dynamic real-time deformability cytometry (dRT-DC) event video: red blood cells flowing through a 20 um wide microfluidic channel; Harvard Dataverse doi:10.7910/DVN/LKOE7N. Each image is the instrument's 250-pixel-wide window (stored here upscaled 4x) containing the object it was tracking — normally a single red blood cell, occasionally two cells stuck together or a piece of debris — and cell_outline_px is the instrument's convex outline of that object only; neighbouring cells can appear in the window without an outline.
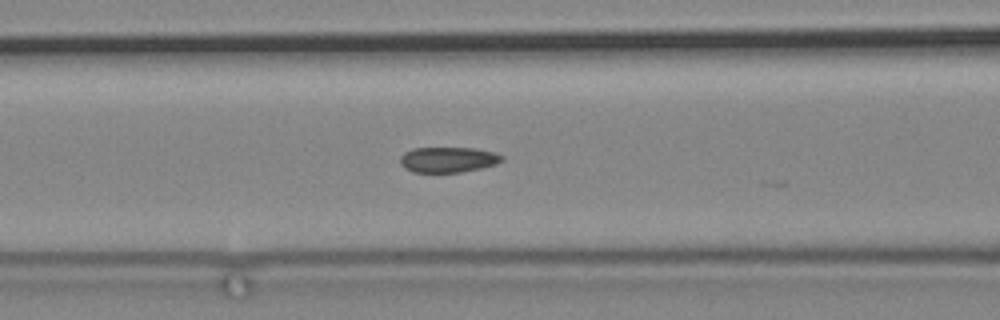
{"species": "common noctule bat (a hibernating species)", "species_latin": "Nyctalus noctula", "temperature_condition": "cold", "stored_images_in_passage": 18, "camera_frame_rate_fps": 3000, "um_per_image_px": 0.085, "animal": {"sex": "male", "body_mass_g": 19.2, "forearm_length_mm": 51.8}, "frame": {"image": 1, "passage_image": 13, "time_ms": 4.0, "image_size_px": [1000, 320], "cell_outline_px": [[504, 160], [496, 164], [480, 168], [460, 172], [412, 172], [404, 168], [400, 164], [400, 156], [404, 152], [412, 148], [476, 148], [496, 152], [504, 156]], "centroid_in_image_um": [38.09, 13.56], "position_along_channel_um": 128.5, "area_um2": 15.26}}
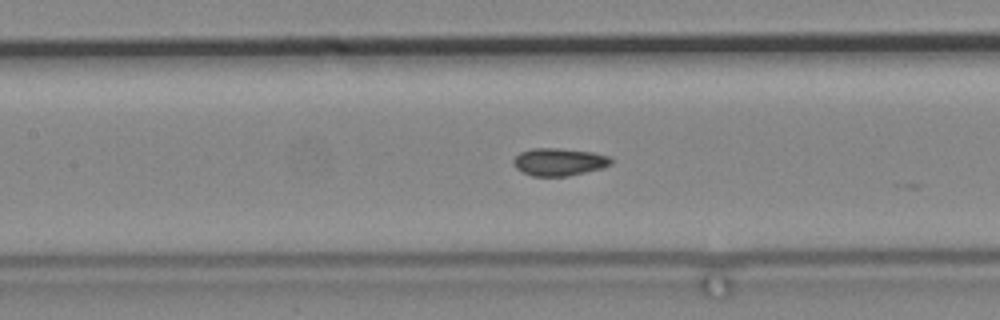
{"frame": {"image": 2, "passage_image": 16, "time_ms": 5.0, "image_size_px": [1000, 320], "cell_outline_px": [[612, 164], [604, 168], [568, 176], [532, 176], [516, 168], [512, 160], [520, 152], [532, 148], [560, 148], [592, 152], [608, 156], [612, 160]], "centroid_in_image_um": [47.53, 13.76], "position_along_channel_um": 159.9, "area_um2": 15.72}}